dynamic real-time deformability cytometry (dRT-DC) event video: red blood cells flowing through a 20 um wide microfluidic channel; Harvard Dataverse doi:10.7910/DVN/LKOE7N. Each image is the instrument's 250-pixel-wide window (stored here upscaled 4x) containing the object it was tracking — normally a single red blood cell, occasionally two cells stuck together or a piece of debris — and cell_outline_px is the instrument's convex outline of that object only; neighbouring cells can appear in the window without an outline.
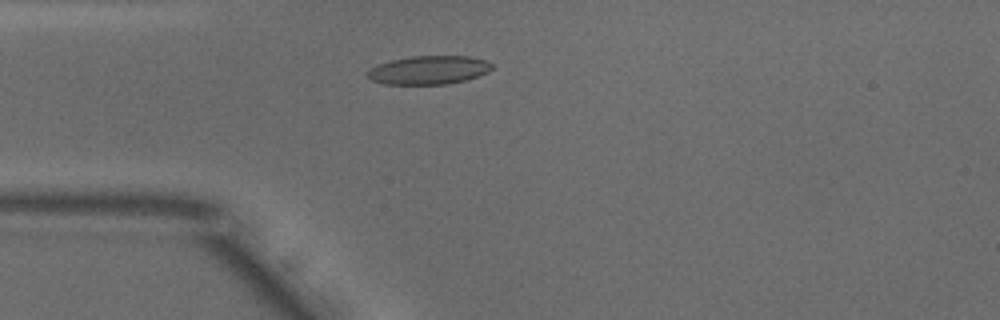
{"species": "common noctule bat (a hibernating species)", "species_latin": "Nyctalus noctula", "temperature_condition": "warm", "stored_images_in_passage": 41, "camera_frame_rate_fps": 3000, "um_per_image_px": 0.085, "animal": {"sex": "male", "body_mass_g": 18.8}, "frame": {"image": 1, "passage_image": 13, "time_ms": 4.0, "image_size_px": [1000, 320], "cell_outline_px": [[492, 68], [488, 72], [464, 80], [444, 84], [384, 84], [372, 80], [364, 72], [368, 68], [392, 60], [412, 56], [468, 56], [484, 60], [492, 64]], "centroid_in_image_um": [36.4, 5.95], "position_along_channel_um": 48.6, "area_um2": 20.52}}
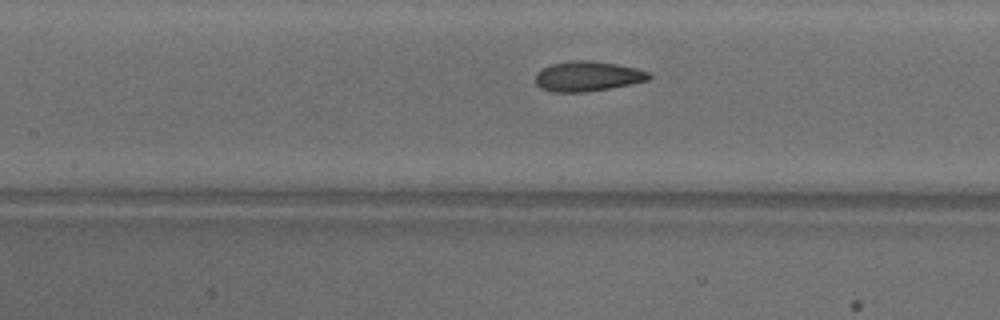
{"frame": {"image": 2, "passage_image": 22, "time_ms": 7.0, "image_size_px": [1000, 320], "cell_outline_px": [[652, 76], [648, 80], [632, 84], [584, 92], [552, 92], [540, 88], [536, 84], [536, 72], [552, 64], [572, 60], [588, 60], [616, 64], [636, 68], [648, 72]], "centroid_in_image_um": [49.93, 6.48], "position_along_channel_um": 157.5, "area_um2": 19.77}}
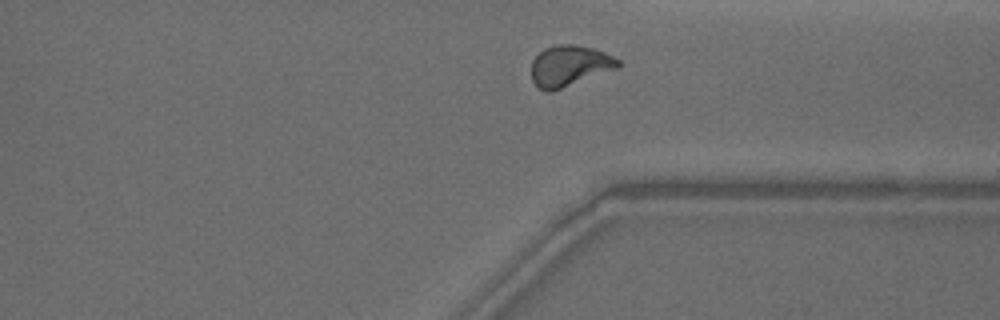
{"frame": {"image": 3, "passage_image": 38, "time_ms": 12.333, "image_size_px": [1000, 320], "cell_outline_px": [[620, 64], [616, 68], [552, 92], [544, 92], [532, 80], [532, 60], [544, 48], [556, 44], [576, 44], [592, 48], [604, 52], [620, 60]], "centroid_in_image_um": [48.38, 5.59], "position_along_channel_um": 363.0, "area_um2": 20.52}, "authors_computed_cell_mechanics": {"area_um2": 20.1144, "velocity_mm_per_s": 3.8673, "shape_relaxation_time_tau1_ms": 4.938, "shape_relaxation_time_tau2_ms": 1.0967, "deformation_change_tau1": 0.1611, "deformation_change_tau2": 0.0708}}